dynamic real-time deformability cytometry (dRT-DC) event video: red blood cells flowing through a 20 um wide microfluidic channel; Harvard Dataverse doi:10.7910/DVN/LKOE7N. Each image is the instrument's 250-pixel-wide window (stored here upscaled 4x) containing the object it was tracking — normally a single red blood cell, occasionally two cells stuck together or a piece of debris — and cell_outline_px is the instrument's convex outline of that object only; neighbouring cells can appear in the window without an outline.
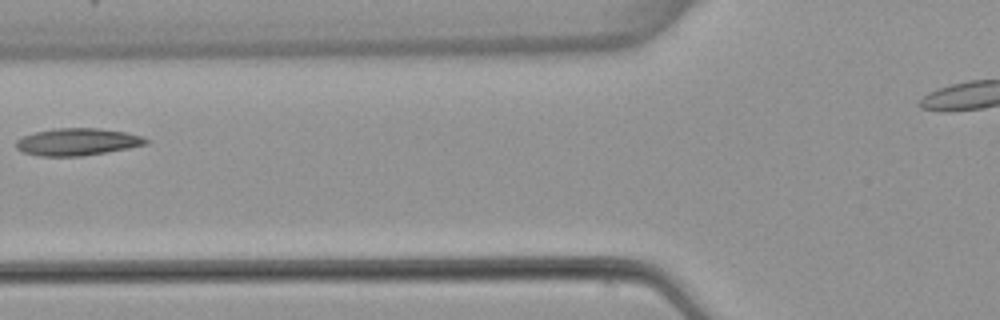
{"species": "common noctule bat (a hibernating species)", "species_latin": "Nyctalus noctula", "temperature_condition": "warm", "stored_images_in_passage": 5, "camera_frame_rate_fps": 3000, "um_per_image_px": 0.085, "animal": {"sex": "female", "body_mass_g": 22.7, "forearm_length_mm": 54.2}, "frame": {"image": 1, "passage_image": 4, "time_ms": 4.667, "image_size_px": [1000, 320], "cell_outline_px": [[152, 140], [148, 144], [128, 148], [84, 156], [40, 156], [24, 152], [16, 148], [16, 140], [24, 136], [36, 132], [56, 128], [100, 128], [124, 132], [144, 136]], "centroid_in_image_um": [6.63, 12.06], "position_along_channel_um": 119.2, "area_um2": 20.63}}
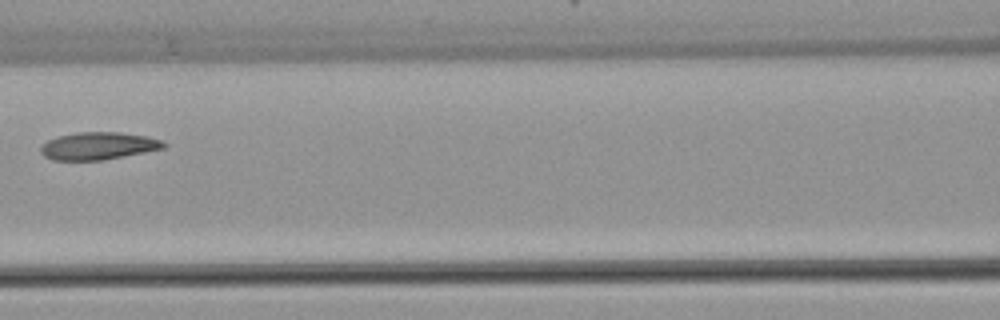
{"frame": {"image": 2, "passage_image": 5, "time_ms": 5.667, "image_size_px": [1000, 320], "cell_outline_px": [[168, 144], [164, 148], [104, 160], [52, 160], [44, 156], [40, 152], [40, 148], [48, 140], [56, 136], [76, 132], [120, 132], [148, 136], [160, 140]], "centroid_in_image_um": [8.35, 12.4], "position_along_channel_um": 158.3, "area_um2": 19.77}}